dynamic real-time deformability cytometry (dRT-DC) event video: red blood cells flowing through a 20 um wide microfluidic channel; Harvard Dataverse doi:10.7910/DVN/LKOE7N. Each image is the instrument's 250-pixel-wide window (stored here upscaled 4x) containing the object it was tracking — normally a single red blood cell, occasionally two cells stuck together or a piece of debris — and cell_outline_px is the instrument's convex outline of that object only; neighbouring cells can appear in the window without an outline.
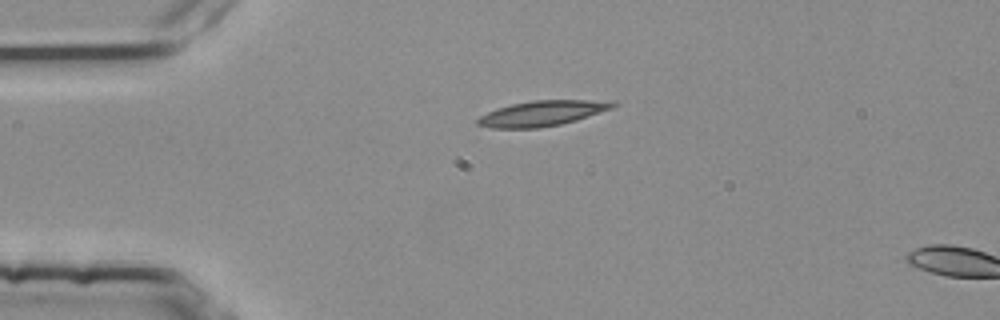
{"species": "common noctule bat (a hibernating species)", "species_latin": "Nyctalus noctula", "temperature_condition": "room temperature", "stored_images_in_passage": 2, "segment_of_instrument_passage": [1, 2], "camera_frame_rate_fps": 3000, "um_per_image_px": 0.085, "animal": {"sex": "female", "body_mass_g": 25.1}, "frame": {"image": 1, "passage_image": 1, "time_ms": 0.0, "image_size_px": [1000, 320], "cell_outline_px": [[620, 104], [612, 108], [576, 120], [560, 124], [540, 128], [492, 128], [476, 124], [476, 120], [480, 116], [496, 108], [512, 104], [532, 100], [588, 100]], "centroid_in_image_um": [46.01, 9.64], "position_along_channel_um": 39.0, "area_um2": 19.65}}